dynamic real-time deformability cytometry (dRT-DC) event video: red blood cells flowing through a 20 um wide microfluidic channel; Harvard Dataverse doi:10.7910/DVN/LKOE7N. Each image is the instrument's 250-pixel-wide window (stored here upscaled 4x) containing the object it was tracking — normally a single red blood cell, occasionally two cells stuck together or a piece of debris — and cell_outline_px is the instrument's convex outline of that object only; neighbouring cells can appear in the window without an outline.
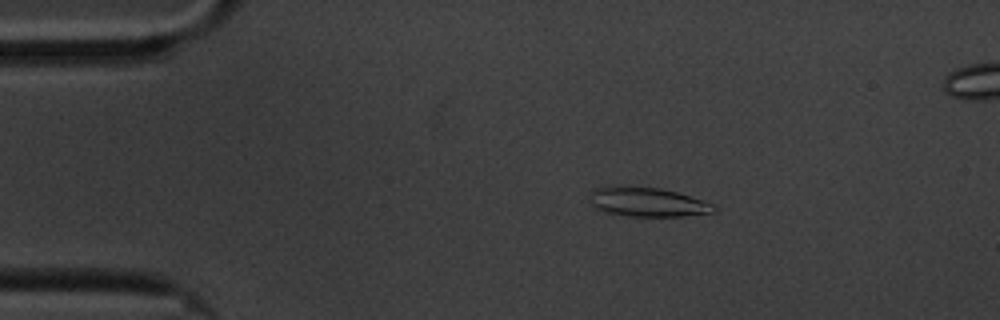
{"species": "common noctule bat (a hibernating species)", "species_latin": "Nyctalus noctula", "temperature_condition": "cold", "stored_images_in_passage": 59, "camera_frame_rate_fps": 3000, "um_per_image_px": 0.085, "animal": {"sex": "male", "body_mass_g": 20.1, "forearm_length_mm": 53.5}, "frame": {"image": 1, "passage_image": 10, "time_ms": 3.0, "image_size_px": [1000, 320], "cell_outline_px": [[720, 208], [716, 212], [684, 216], [628, 216], [604, 212], [592, 208], [588, 200], [592, 192], [596, 188], [612, 184], [628, 184], [660, 188], [676, 192], [712, 204]], "centroid_in_image_um": [54.94, 17.15], "position_along_channel_um": 30.1, "area_um2": 21.85}}
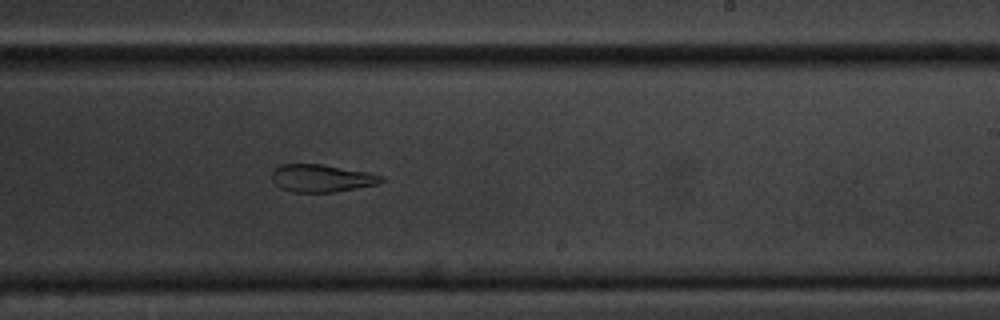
{"frame": {"image": 2, "passage_image": 35, "time_ms": 11.333, "image_size_px": [1000, 320], "cell_outline_px": [[384, 180], [376, 184], [336, 192], [292, 192], [280, 188], [272, 180], [272, 172], [280, 164], [320, 164], [368, 172], [384, 176]], "centroid_in_image_um": [27.32, 15.15], "position_along_channel_um": 261.7, "area_um2": 17.51}}
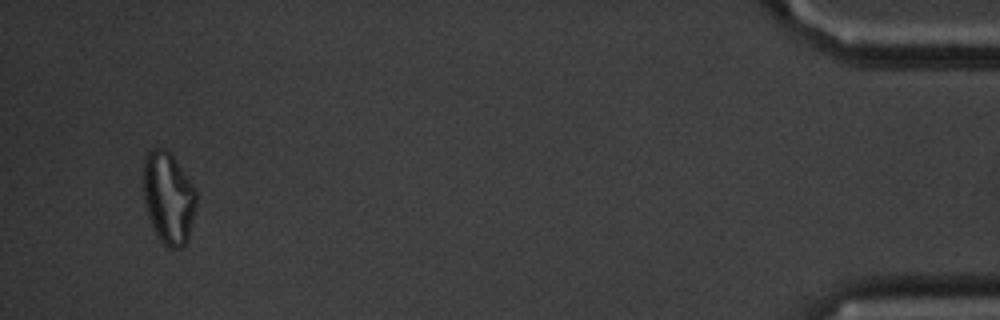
{"frame": {"image": 3, "passage_image": 56, "time_ms": 18.333, "image_size_px": [1000, 320], "cell_outline_px": [[196, 204], [188, 240], [184, 248], [168, 248], [156, 236], [148, 216], [144, 204], [144, 156], [152, 148], [164, 148], [176, 160], [196, 188]], "centroid_in_image_um": [14.32, 16.84], "position_along_channel_um": 420.9, "area_um2": 28.55}, "authors_computed_cell_mechanics": {"area_um2": 20.9236, "velocity_mm_per_s": 3.3732, "shape_relaxation_time_tau1_ms": null, "shape_relaxation_time_tau2_ms": 2.9031, "deformation_change_tau1": null, "deformation_change_tau2": 0.1053}}